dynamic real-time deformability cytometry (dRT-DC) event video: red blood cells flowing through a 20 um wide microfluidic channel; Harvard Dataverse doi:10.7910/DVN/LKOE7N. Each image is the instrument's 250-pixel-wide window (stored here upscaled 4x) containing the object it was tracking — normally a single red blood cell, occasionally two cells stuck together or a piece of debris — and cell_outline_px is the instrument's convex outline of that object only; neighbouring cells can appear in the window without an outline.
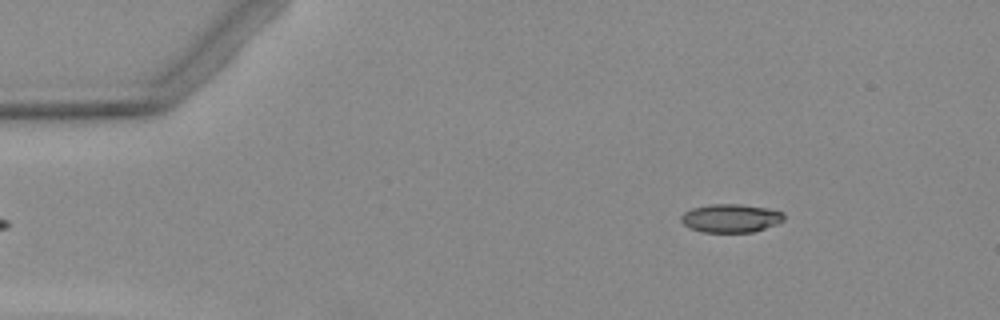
{"species": "Egyptian fruit bat (a non-hibernating species)", "species_latin": "Rousettus aegyptiacus", "temperature_condition": "warm", "stored_images_in_passage": 5, "segment_of_instrument_passage": [2, 2], "camera_frame_rate_fps": 3000, "um_per_image_px": 0.085, "animal": {"sex": "female"}, "frame": {"image": 1, "passage_image": 5, "time_ms": 5.333, "image_size_px": [1000, 320], "cell_outline_px": [[784, 220], [776, 224], [752, 232], [704, 232], [688, 228], [680, 220], [680, 216], [684, 212], [692, 208], [712, 204], [740, 204], [768, 208], [784, 212]], "centroid_in_image_um": [62.1, 18.54], "position_along_channel_um": 22.9, "area_um2": 17.05}}